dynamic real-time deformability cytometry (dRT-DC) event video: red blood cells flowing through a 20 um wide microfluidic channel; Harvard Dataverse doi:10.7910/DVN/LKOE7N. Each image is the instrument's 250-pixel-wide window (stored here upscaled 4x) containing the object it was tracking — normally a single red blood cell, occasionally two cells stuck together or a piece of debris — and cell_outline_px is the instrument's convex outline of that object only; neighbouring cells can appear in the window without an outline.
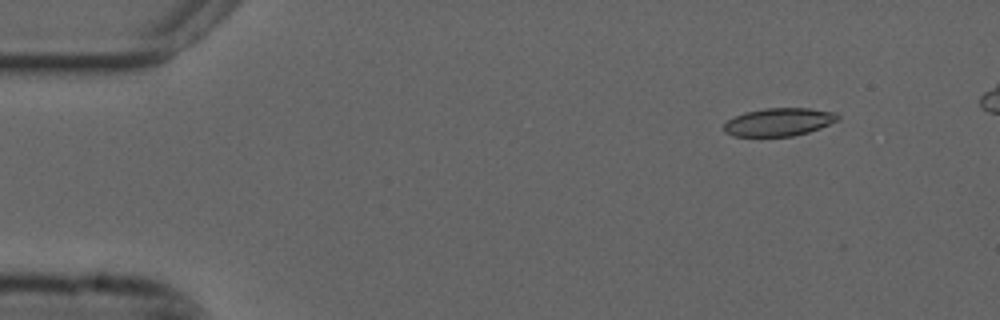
{"species": "common noctule bat (a hibernating species)", "species_latin": "Nyctalus noctula", "temperature_condition": "cold", "stored_images_in_passage": 48, "camera_frame_rate_fps": 3000, "um_per_image_px": 0.085, "animal": {"sex": "male", "forearm_length_mm": 52.5}, "frame": {"image": 1, "passage_image": 1, "time_ms": 0.0, "image_size_px": [1000, 320], "cell_outline_px": [[840, 120], [820, 128], [808, 132], [792, 136], [732, 136], [724, 132], [724, 124], [728, 120], [744, 112], [764, 108], [808, 108], [836, 112], [840, 116]], "centroid_in_image_um": [66.23, 10.36], "position_along_channel_um": 18.8, "area_um2": 18.67}}
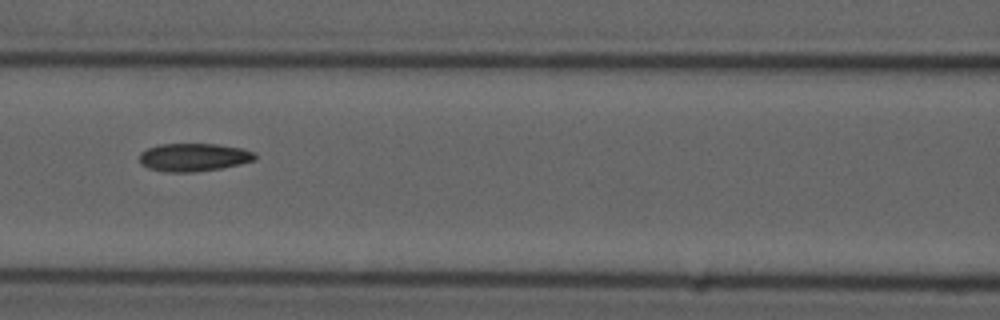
{"frame": {"image": 2, "passage_image": 19, "time_ms": 6.0, "image_size_px": [1000, 320], "cell_outline_px": [[256, 160], [240, 164], [220, 168], [192, 172], [168, 172], [148, 168], [140, 160], [140, 152], [148, 148], [160, 144], [216, 144], [240, 148], [252, 152], [256, 156]], "centroid_in_image_um": [16.46, 13.36], "position_along_channel_um": 150.1, "area_um2": 18.61}}
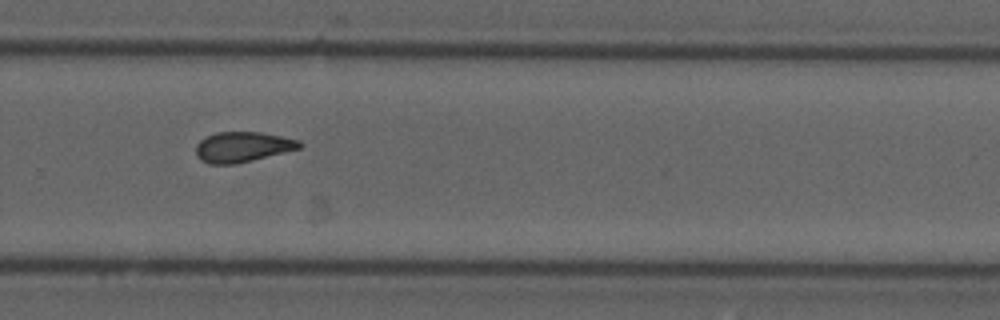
{"frame": {"image": 3, "passage_image": 32, "time_ms": 10.333, "image_size_px": [1000, 320], "cell_outline_px": [[304, 144], [300, 148], [236, 164], [208, 164], [200, 160], [196, 156], [196, 144], [200, 140], [216, 132], [260, 132], [300, 140]], "centroid_in_image_um": [20.6, 12.49], "position_along_channel_um": 309.2, "area_um2": 18.26}, "authors_computed_cell_mechanics": {"area_um2": 18.6983, "velocity_mm_per_s": 3.6847, "shape_relaxation_time_tau1_ms": null, "shape_relaxation_time_tau2_ms": 3.1979, "deformation_change_tau1": null, "deformation_change_tau2": 0.1002}}